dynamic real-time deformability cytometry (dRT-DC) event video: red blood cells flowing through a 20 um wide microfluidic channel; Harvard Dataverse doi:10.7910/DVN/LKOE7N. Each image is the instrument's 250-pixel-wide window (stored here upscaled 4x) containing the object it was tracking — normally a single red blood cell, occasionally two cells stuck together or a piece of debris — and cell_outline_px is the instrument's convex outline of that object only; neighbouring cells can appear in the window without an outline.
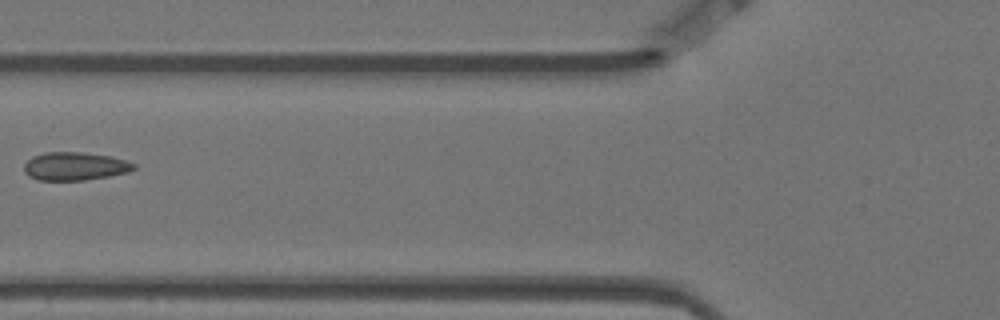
{"species": "Egyptian fruit bat (a non-hibernating species)", "species_latin": "Rousettus aegyptiacus", "temperature_condition": "warm", "stored_images_in_passage": 8, "camera_frame_rate_fps": 3000, "um_per_image_px": 0.085, "animal": {"sex": "female"}, "frame": {"image": 1, "passage_image": 5, "time_ms": 1.333, "image_size_px": [1000, 320], "cell_outline_px": [[136, 168], [128, 172], [108, 176], [84, 180], [40, 180], [28, 176], [24, 172], [24, 164], [32, 156], [44, 152], [80, 152], [108, 156], [124, 160], [136, 164]], "centroid_in_image_um": [6.33, 14.13], "position_along_channel_um": 119.5, "area_um2": 17.92}}
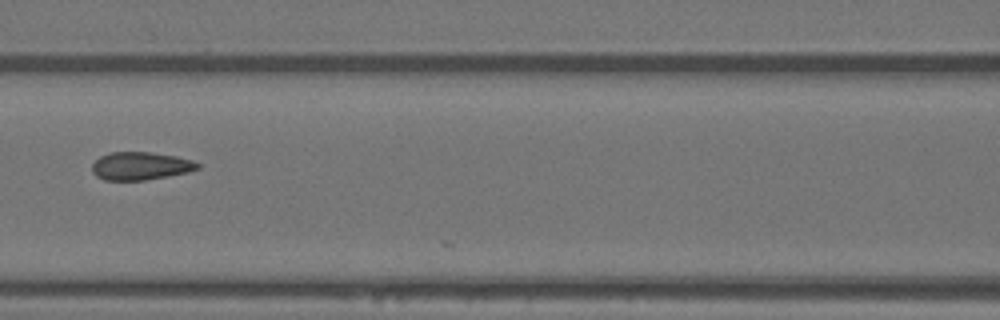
{"frame": {"image": 2, "passage_image": 6, "time_ms": 1.667, "image_size_px": [1000, 320], "cell_outline_px": [[200, 168], [188, 172], [168, 176], [144, 180], [104, 180], [96, 176], [92, 172], [92, 164], [100, 156], [112, 152], [152, 152], [176, 156], [192, 160], [200, 164]], "centroid_in_image_um": [11.95, 14.1], "position_along_channel_um": 154.7, "area_um2": 17.22}}
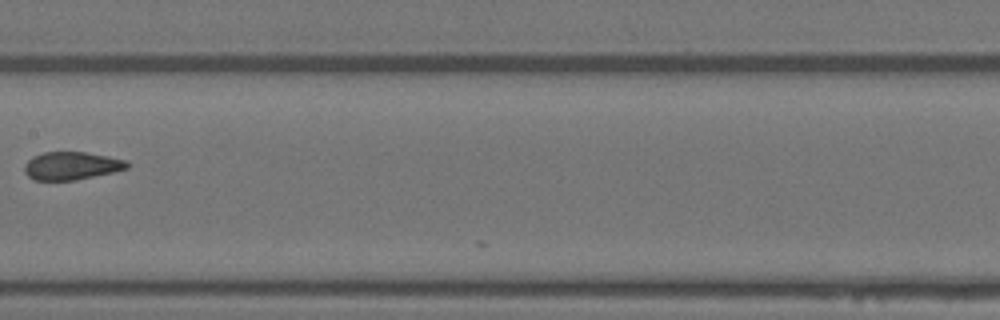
{"frame": {"image": 3, "passage_image": 7, "time_ms": 2.0, "image_size_px": [1000, 320], "cell_outline_px": [[132, 164], [128, 168], [112, 172], [76, 180], [36, 180], [28, 176], [24, 172], [24, 164], [32, 156], [44, 152], [84, 152], [108, 156], [128, 160]], "centroid_in_image_um": [6.09, 14.08], "position_along_channel_um": 201.3, "area_um2": 16.82}}